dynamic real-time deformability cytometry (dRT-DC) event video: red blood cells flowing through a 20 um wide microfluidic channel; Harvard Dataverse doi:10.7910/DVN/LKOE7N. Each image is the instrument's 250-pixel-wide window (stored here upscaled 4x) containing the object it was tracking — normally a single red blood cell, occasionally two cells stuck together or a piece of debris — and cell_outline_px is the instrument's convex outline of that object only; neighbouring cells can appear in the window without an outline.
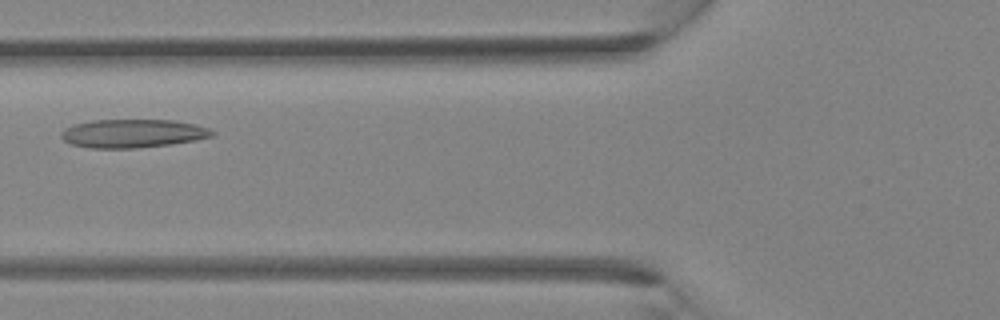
{"species": "Egyptian fruit bat (a non-hibernating species)", "species_latin": "Rousettus aegyptiacus", "temperature_condition": "room temperature", "stored_images_in_passage": 2, "camera_frame_rate_fps": 3000, "um_per_image_px": 0.085, "animal": {"sex": "female"}, "frame": {"image": 1, "passage_image": 2, "time_ms": 1.0, "image_size_px": [1000, 320], "cell_outline_px": [[216, 136], [196, 140], [172, 144], [136, 148], [88, 148], [72, 144], [64, 140], [60, 136], [60, 132], [64, 128], [72, 124], [92, 120], [176, 120], [196, 124], [208, 128], [216, 132]], "centroid_in_image_um": [11.3, 11.34], "position_along_channel_um": 114.5, "area_um2": 25.37}}